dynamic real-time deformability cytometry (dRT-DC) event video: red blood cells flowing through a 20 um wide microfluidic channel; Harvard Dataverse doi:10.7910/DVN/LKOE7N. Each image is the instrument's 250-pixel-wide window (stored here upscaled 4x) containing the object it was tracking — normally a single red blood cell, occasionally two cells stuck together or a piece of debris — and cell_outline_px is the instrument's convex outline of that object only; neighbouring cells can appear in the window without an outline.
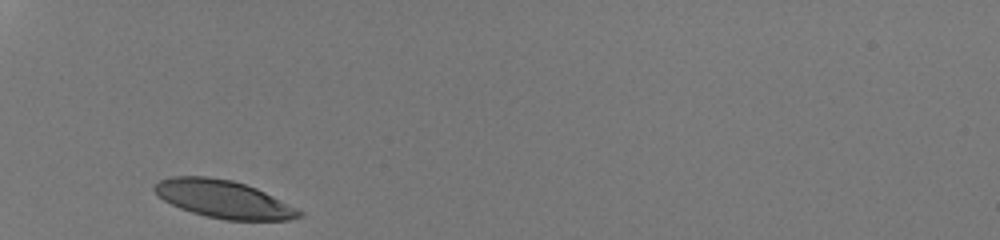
{"species": "human", "species_latin": "Homo sapiens", "temperature_condition": "room temperature", "stored_images_in_passage": 26, "camera_frame_rate_fps": 3000, "um_per_image_px": 0.085, "donor": {"sex": "male"}, "frame": {"image": 1, "passage_image": 1, "time_ms": 0.0, "image_size_px": [1000, 240], "cell_outline_px": [[304, 216], [288, 220], [224, 220], [192, 212], [180, 208], [164, 200], [152, 188], [160, 180], [172, 176], [208, 176], [232, 180], [256, 188], [304, 212]], "centroid_in_image_um": [19.01, 16.93], "position_along_channel_um": 66.0, "area_um2": 31.5}}
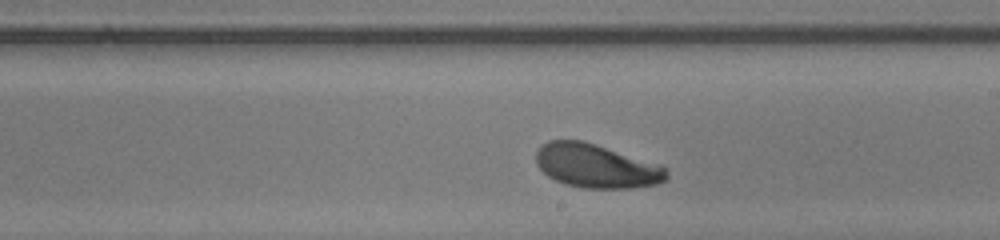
{"frame": {"image": 2, "passage_image": 15, "time_ms": 4.667, "image_size_px": [1000, 240], "cell_outline_px": [[668, 180], [656, 184], [632, 188], [584, 188], [568, 184], [556, 180], [548, 176], [536, 164], [536, 152], [540, 144], [548, 140], [584, 140], [660, 164], [668, 172]], "centroid_in_image_um": [50.69, 14.09], "position_along_channel_um": 238.3, "area_um2": 33.47}}
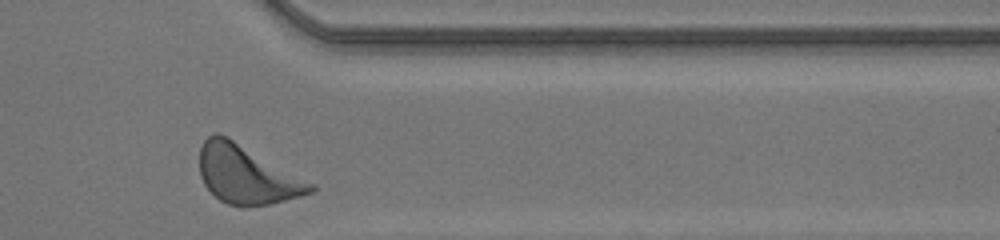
{"frame": {"image": 3, "passage_image": 26, "time_ms": 8.333, "image_size_px": [1000, 240], "cell_outline_px": [[316, 188], [312, 192], [300, 196], [268, 204], [228, 204], [220, 200], [204, 184], [200, 176], [200, 148], [204, 140], [208, 136], [216, 132], [228, 136], [316, 184]], "centroid_in_image_um": [20.98, 14.8], "position_along_channel_um": 390.4, "area_um2": 37.34}, "authors_computed_cell_mechanics": {"area_um2": 33.4662, "velocity_mm_per_s": 4.158, "shape_relaxation_time_tau1_ms": 2.7354, "shape_relaxation_time_tau2_ms": null, "deformation_change_tau1": 0.1528, "deformation_change_tau2": null}}